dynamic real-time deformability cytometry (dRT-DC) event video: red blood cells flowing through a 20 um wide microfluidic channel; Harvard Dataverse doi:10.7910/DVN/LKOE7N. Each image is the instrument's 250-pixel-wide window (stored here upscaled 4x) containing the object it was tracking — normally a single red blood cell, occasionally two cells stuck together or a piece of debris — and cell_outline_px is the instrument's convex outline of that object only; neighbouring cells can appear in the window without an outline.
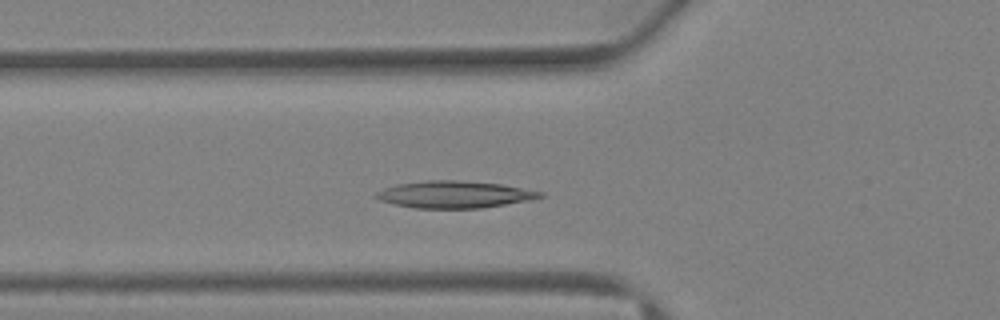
{"species": "Egyptian fruit bat (a non-hibernating species)", "species_latin": "Rousettus aegyptiacus", "temperature_condition": "warm", "stored_images_in_passage": 37, "camera_frame_rate_fps": 3000, "um_per_image_px": 0.085, "animal": {"sex": "female"}, "frame": {"image": 1, "passage_image": 10, "time_ms": 3.0, "image_size_px": [1000, 320], "cell_outline_px": [[544, 196], [532, 200], [480, 208], [416, 208], [392, 204], [380, 200], [372, 196], [376, 192], [384, 188], [396, 184], [428, 180], [456, 180], [500, 184], [544, 192]], "centroid_in_image_um": [38.6, 16.53], "position_along_channel_um": 87.2, "area_um2": 25.84}}
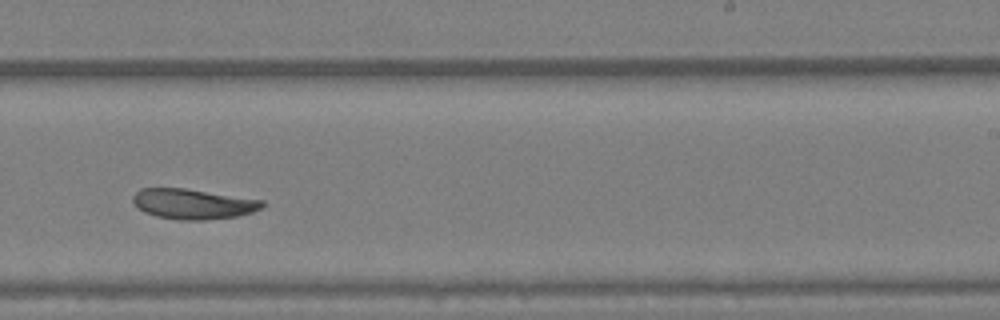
{"frame": {"image": 2, "passage_image": 21, "time_ms": 6.667, "image_size_px": [1000, 320], "cell_outline_px": [[264, 204], [260, 208], [252, 212], [236, 216], [204, 220], [180, 220], [156, 216], [144, 212], [132, 200], [132, 196], [140, 188], [184, 188], [264, 200]], "centroid_in_image_um": [16.4, 17.33], "position_along_channel_um": 272.6, "area_um2": 22.6}}
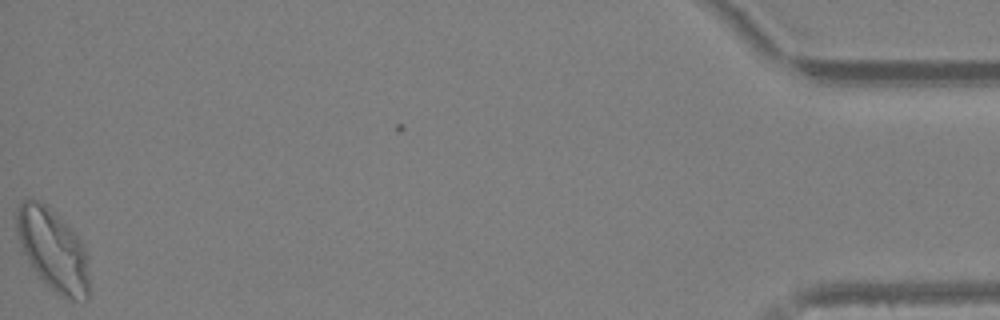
{"frame": {"image": 3, "passage_image": 36, "time_ms": 11.667, "image_size_px": [1000, 320], "cell_outline_px": [[88, 300], [68, 300], [60, 296], [36, 272], [28, 260], [20, 244], [16, 232], [16, 212], [20, 204], [24, 200], [40, 200], [80, 240], [84, 248], [88, 276]], "centroid_in_image_um": [4.48, 21.27], "position_along_channel_um": 430.7, "area_um2": 33.47}}